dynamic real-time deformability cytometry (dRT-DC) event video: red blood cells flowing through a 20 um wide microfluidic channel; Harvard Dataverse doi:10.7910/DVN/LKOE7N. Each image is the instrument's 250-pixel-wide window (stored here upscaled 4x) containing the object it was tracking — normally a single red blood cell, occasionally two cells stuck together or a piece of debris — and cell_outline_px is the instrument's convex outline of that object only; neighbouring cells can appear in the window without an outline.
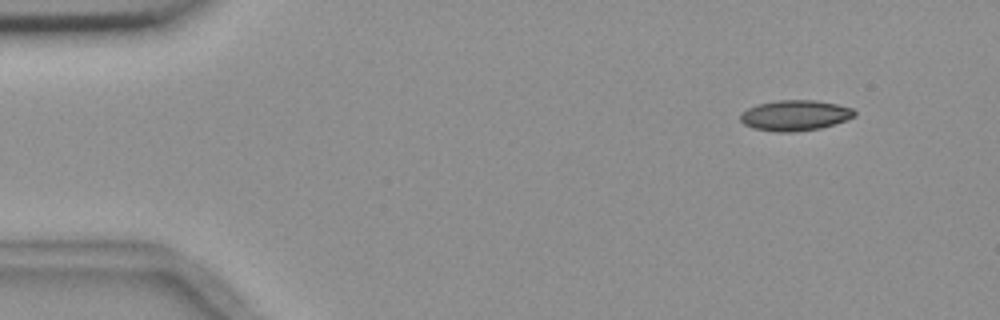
{"species": "common noctule bat (a hibernating species)", "species_latin": "Nyctalus noctula", "temperature_condition": "room temperature", "stored_images_in_passage": 4, "camera_frame_rate_fps": 3000, "um_per_image_px": 0.085, "animal": {"sex": "female", "body_mass_g": 18.4}, "frame": {"image": 1, "passage_image": 1, "time_ms": 0.0, "image_size_px": [1000, 320], "cell_outline_px": [[856, 116], [820, 128], [792, 132], [776, 132], [752, 128], [744, 124], [740, 120], [740, 116], [748, 108], [756, 104], [776, 100], [816, 100], [836, 104], [852, 108], [856, 112]], "centroid_in_image_um": [67.56, 9.8], "position_along_channel_um": 17.4, "area_um2": 20.23}}
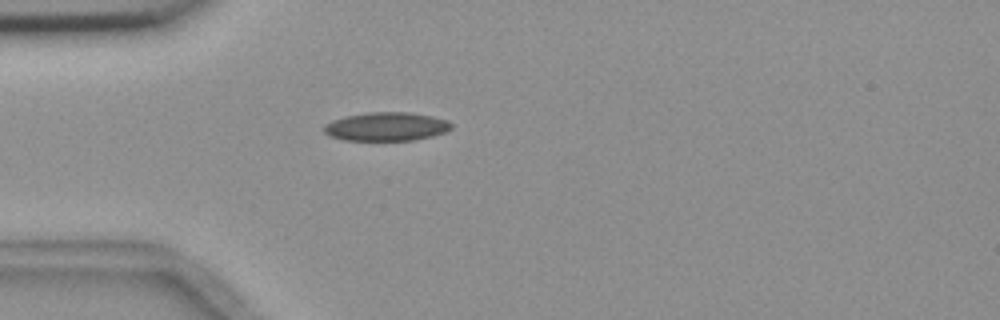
{"frame": {"image": 2, "passage_image": 4, "time_ms": 3.333, "image_size_px": [1000, 320], "cell_outline_px": [[452, 128], [444, 132], [432, 136], [412, 140], [344, 140], [332, 136], [324, 132], [324, 124], [332, 120], [344, 116], [368, 112], [408, 112], [432, 116], [448, 120], [452, 124]], "centroid_in_image_um": [32.84, 10.75], "position_along_channel_um": 52.2, "area_um2": 21.21}}